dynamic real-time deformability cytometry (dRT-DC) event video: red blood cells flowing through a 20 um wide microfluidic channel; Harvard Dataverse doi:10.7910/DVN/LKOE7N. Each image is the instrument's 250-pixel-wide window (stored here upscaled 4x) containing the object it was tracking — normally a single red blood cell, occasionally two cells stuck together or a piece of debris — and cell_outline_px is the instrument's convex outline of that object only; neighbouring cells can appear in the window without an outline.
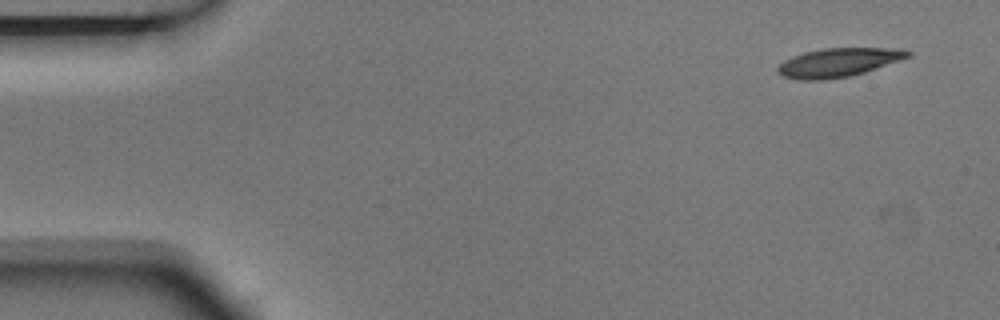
{"species": "Egyptian fruit bat (a non-hibernating species)", "species_latin": "Rousettus aegyptiacus", "temperature_condition": "room temperature", "stored_images_in_passage": 6, "camera_frame_rate_fps": 3000, "um_per_image_px": 0.085, "animal": {"sex": "male"}, "frame": {"image": 1, "passage_image": 1, "time_ms": 0.0, "image_size_px": [1000, 320], "cell_outline_px": [[912, 56], [864, 72], [848, 76], [824, 80], [800, 80], [784, 76], [776, 72], [776, 68], [784, 60], [792, 56], [804, 52], [824, 48], [900, 48], [912, 52]], "centroid_in_image_um": [71.26, 5.3], "position_along_channel_um": 13.7, "area_um2": 21.79}}
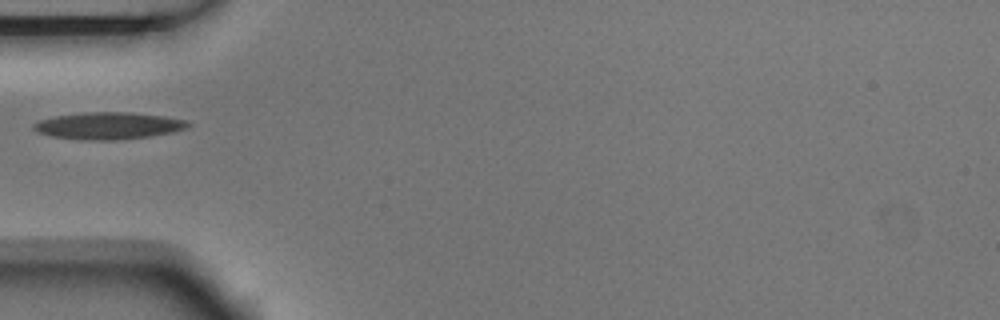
{"frame": {"image": 2, "passage_image": 5, "time_ms": 1.333, "image_size_px": [1000, 320], "cell_outline_px": [[188, 124], [184, 128], [172, 132], [148, 136], [116, 140], [80, 140], [52, 136], [36, 132], [32, 128], [32, 124], [40, 120], [56, 116], [84, 112], [128, 112], [160, 116], [184, 120]], "centroid_in_image_um": [9.1, 10.69], "position_along_channel_um": 75.9, "area_um2": 23.93}}
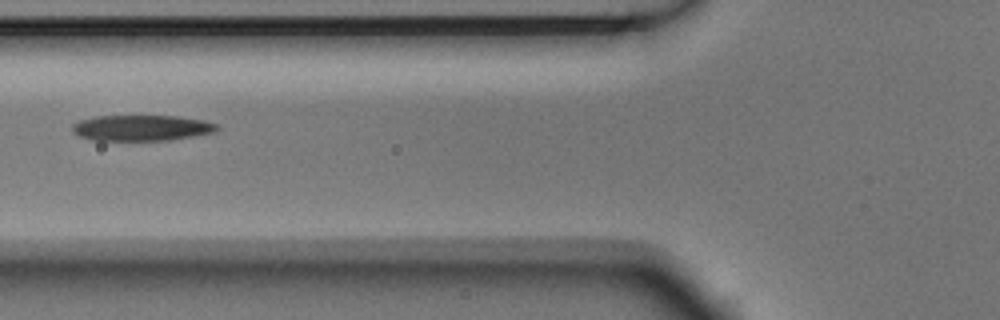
{"frame": {"image": 3, "passage_image": 6, "time_ms": 1.667, "image_size_px": [1000, 320], "cell_outline_px": [[220, 128], [216, 132], [196, 136], [168, 140], [92, 140], [80, 136], [72, 132], [72, 124], [80, 120], [96, 116], [176, 116], [204, 120], [220, 124]], "centroid_in_image_um": [12.09, 10.87], "position_along_channel_um": 113.7, "area_um2": 21.91}}